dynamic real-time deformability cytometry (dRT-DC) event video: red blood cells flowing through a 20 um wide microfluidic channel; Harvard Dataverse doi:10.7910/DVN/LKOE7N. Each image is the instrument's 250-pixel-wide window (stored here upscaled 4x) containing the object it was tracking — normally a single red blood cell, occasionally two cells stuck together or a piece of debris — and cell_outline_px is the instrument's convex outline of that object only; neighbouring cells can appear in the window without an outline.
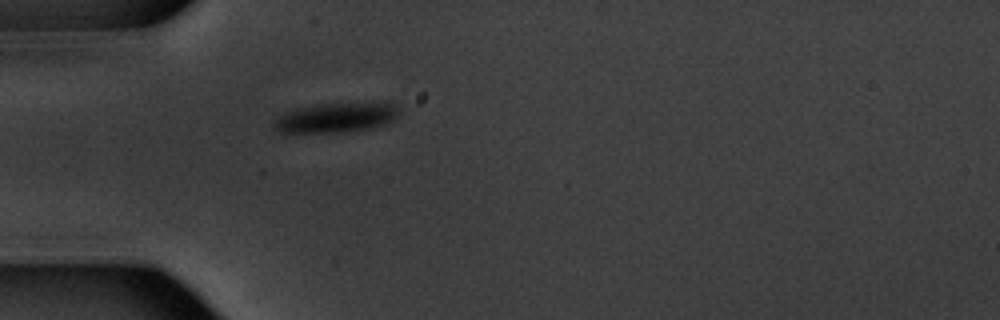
{"species": "common noctule bat (a hibernating species)", "species_latin": "Nyctalus noctula", "temperature_condition": "warm", "stored_images_in_passage": 40, "camera_frame_rate_fps": 3000, "um_per_image_px": 0.085, "animal": {"sex": "male", "body_mass_g": 20.1, "forearm_length_mm": 53.5}, "frame": {"image": 1, "passage_image": 2, "time_ms": 0.333, "image_size_px": [1000, 320], "cell_outline_px": [[400, 112], [388, 124], [372, 128], [344, 132], [280, 132], [272, 128], [272, 124], [280, 116], [296, 108], [320, 104], [388, 100], [396, 104]], "centroid_in_image_um": [28.69, 9.96], "position_along_channel_um": 56.3, "area_um2": 22.25}}
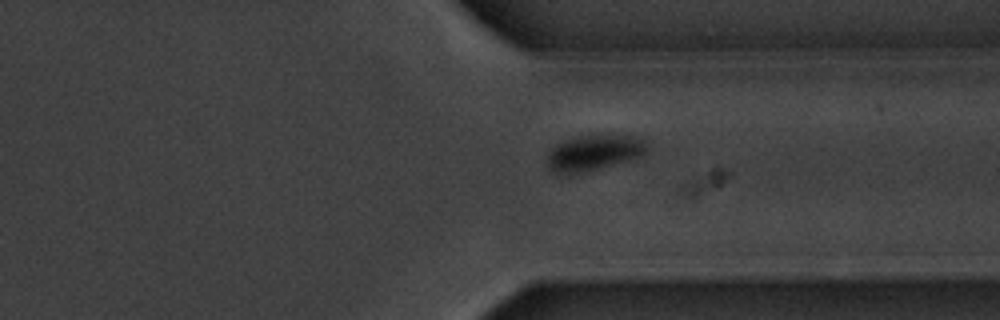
{"frame": {"image": 2, "passage_image": 27, "time_ms": 8.667, "image_size_px": [1000, 320], "cell_outline_px": [[648, 148], [640, 156], [628, 160], [572, 176], [556, 176], [548, 168], [548, 152], [556, 144], [564, 140], [580, 136], [632, 136], [640, 140]], "centroid_in_image_um": [50.33, 13.05], "position_along_channel_um": 361.1, "area_um2": 20.63}}
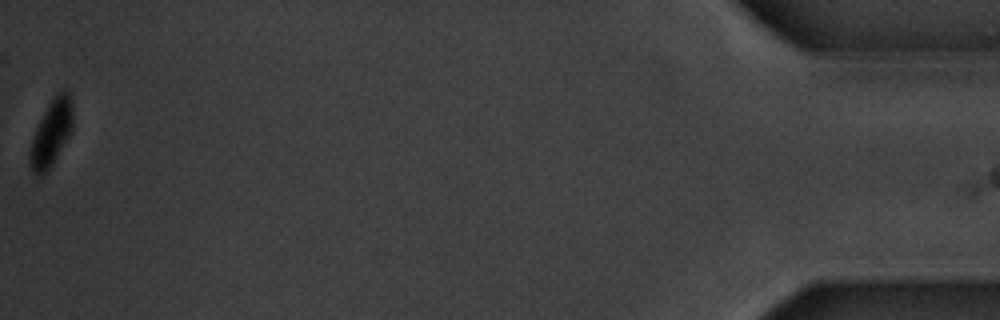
{"frame": {"image": 3, "passage_image": 40, "time_ms": 13.0, "image_size_px": [1000, 320], "cell_outline_px": [[72, 128], [68, 136], [52, 164], [44, 176], [36, 180], [28, 164], [28, 152], [36, 128], [48, 104], [56, 92], [64, 88], [68, 88], [72, 104]], "centroid_in_image_um": [4.32, 11.34], "position_along_channel_um": 430.9, "area_um2": 16.88}, "authors_computed_cell_mechanics": {"area_um2": 21.5305, "velocity_mm_per_s": 3.7217, "shape_relaxation_time_tau1_ms": 1.3459, "shape_relaxation_time_tau2_ms": null, "deformation_change_tau1": 0.1166, "deformation_change_tau2": null}}